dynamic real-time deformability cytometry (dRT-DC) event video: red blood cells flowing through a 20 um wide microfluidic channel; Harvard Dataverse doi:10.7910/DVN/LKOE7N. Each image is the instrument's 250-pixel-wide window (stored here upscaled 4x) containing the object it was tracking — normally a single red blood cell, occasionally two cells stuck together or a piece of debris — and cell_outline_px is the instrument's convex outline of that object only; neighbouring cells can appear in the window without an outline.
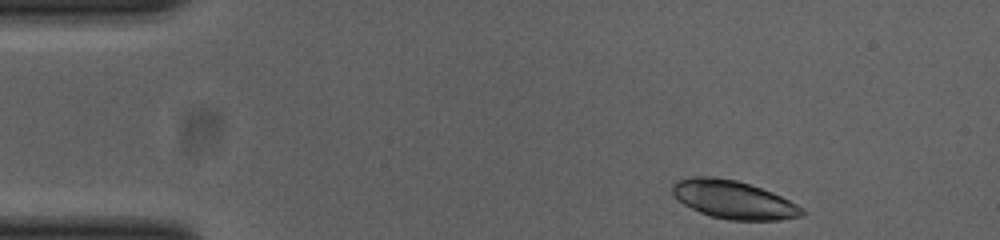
{"species": "common noctule bat (a hibernating species)", "species_latin": "Nyctalus noctula", "temperature_condition": "cold", "stored_images_in_passage": 47, "camera_frame_rate_fps": 3000, "um_per_image_px": 0.085, "animal": {"sex": "female", "body_mass_g": 23.0, "forearm_length_mm": 53.4}, "frame": {"image": 1, "passage_image": 2, "time_ms": 0.333, "image_size_px": [1000, 240], "cell_outline_px": [[808, 212], [804, 216], [780, 220], [728, 220], [712, 216], [700, 212], [676, 200], [672, 196], [672, 184], [676, 180], [692, 176], [712, 176], [736, 180], [772, 192], [804, 208]], "centroid_in_image_um": [62.33, 16.97], "position_along_channel_um": 22.7, "area_um2": 29.02}}